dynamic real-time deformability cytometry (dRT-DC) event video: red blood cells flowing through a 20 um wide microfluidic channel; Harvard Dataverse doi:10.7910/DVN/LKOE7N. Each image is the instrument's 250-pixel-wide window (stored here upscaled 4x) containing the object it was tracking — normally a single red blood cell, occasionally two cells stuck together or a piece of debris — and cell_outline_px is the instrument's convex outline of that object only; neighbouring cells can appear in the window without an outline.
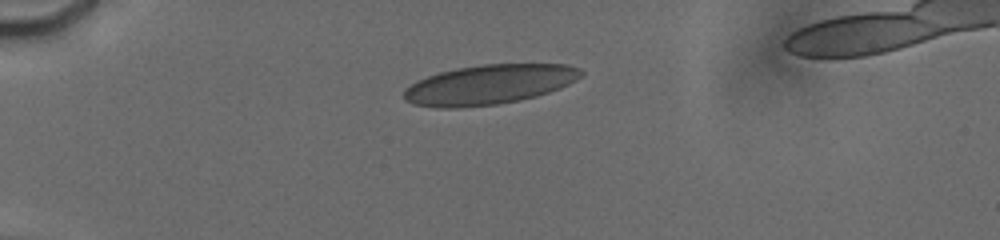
{"species": "human", "species_latin": "Homo sapiens", "temperature_condition": "cold", "stored_images_in_passage": 14, "camera_frame_rate_fps": 3000, "um_per_image_px": 0.085, "donor": {"sex": "male"}, "frame": {"image": 1, "passage_image": 6, "time_ms": 1.0, "image_size_px": [1000, 240], "cell_outline_px": [[584, 72], [580, 76], [568, 84], [548, 92], [536, 96], [520, 100], [496, 104], [456, 108], [444, 108], [416, 104], [408, 100], [404, 96], [404, 92], [412, 84], [428, 76], [440, 72], [480, 64], [564, 64], [580, 68]], "centroid_in_image_um": [41.63, 7.18], "position_along_channel_um": 43.4, "area_um2": 40.23}}